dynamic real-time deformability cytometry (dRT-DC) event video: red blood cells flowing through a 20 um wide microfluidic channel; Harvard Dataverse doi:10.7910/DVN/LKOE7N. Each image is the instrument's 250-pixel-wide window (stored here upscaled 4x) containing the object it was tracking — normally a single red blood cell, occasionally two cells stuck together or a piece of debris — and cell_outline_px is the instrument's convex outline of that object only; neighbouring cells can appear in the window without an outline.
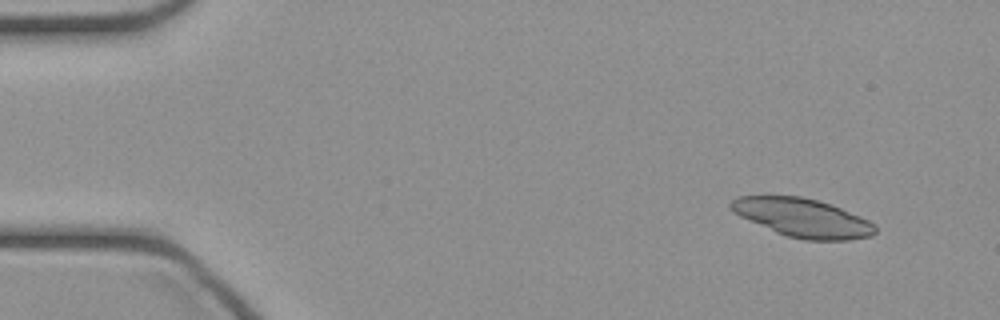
{"species": "common noctule bat (a hibernating species)", "species_latin": "Nyctalus noctula", "temperature_condition": "cold", "stored_images_in_passage": 43, "segment_of_instrument_passage": [1, 2], "camera_frame_rate_fps": 3000, "um_per_image_px": 0.085, "animal": {"sex": "female", "body_mass_g": 21.9}, "frame": {"image": 1, "passage_image": 1, "time_ms": 0.0, "image_size_px": [1000, 320], "cell_outline_px": [[876, 232], [872, 236], [848, 240], [804, 240], [788, 236], [776, 232], [740, 216], [728, 208], [728, 204], [736, 196], [800, 196], [832, 204], [860, 216], [876, 224]], "centroid_in_image_um": [68.23, 18.51], "position_along_channel_um": 16.8, "area_um2": 32.43}}